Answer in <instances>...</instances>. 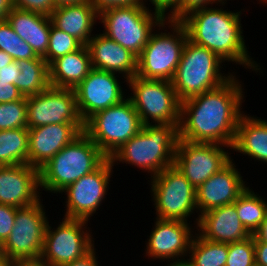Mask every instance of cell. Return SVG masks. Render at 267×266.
<instances>
[{"instance_id":"e0dca14e","label":"cell","mask_w":267,"mask_h":266,"mask_svg":"<svg viewBox=\"0 0 267 266\" xmlns=\"http://www.w3.org/2000/svg\"><path fill=\"white\" fill-rule=\"evenodd\" d=\"M28 128L49 124L84 123L71 88L49 86L43 92L26 97Z\"/></svg>"},{"instance_id":"8d00e7d4","label":"cell","mask_w":267,"mask_h":266,"mask_svg":"<svg viewBox=\"0 0 267 266\" xmlns=\"http://www.w3.org/2000/svg\"><path fill=\"white\" fill-rule=\"evenodd\" d=\"M16 207L0 204V241L4 243L13 229Z\"/></svg>"},{"instance_id":"9c48e42d","label":"cell","mask_w":267,"mask_h":266,"mask_svg":"<svg viewBox=\"0 0 267 266\" xmlns=\"http://www.w3.org/2000/svg\"><path fill=\"white\" fill-rule=\"evenodd\" d=\"M131 100L143 125H179L181 101L171 81L134 76L127 82Z\"/></svg>"},{"instance_id":"f546056e","label":"cell","mask_w":267,"mask_h":266,"mask_svg":"<svg viewBox=\"0 0 267 266\" xmlns=\"http://www.w3.org/2000/svg\"><path fill=\"white\" fill-rule=\"evenodd\" d=\"M227 256L228 244L209 241L196 232L187 260L193 266H225Z\"/></svg>"},{"instance_id":"816d5d0a","label":"cell","mask_w":267,"mask_h":266,"mask_svg":"<svg viewBox=\"0 0 267 266\" xmlns=\"http://www.w3.org/2000/svg\"><path fill=\"white\" fill-rule=\"evenodd\" d=\"M227 1H232V0H219V2H221V3H222V2H223V3H227ZM256 1H257V2L259 1L257 4H260V5H261V4H262V5H264V4L266 5V4H267V0H256Z\"/></svg>"},{"instance_id":"603a6c76","label":"cell","mask_w":267,"mask_h":266,"mask_svg":"<svg viewBox=\"0 0 267 266\" xmlns=\"http://www.w3.org/2000/svg\"><path fill=\"white\" fill-rule=\"evenodd\" d=\"M52 24L87 45L99 23V13L89 2L56 6L51 14ZM96 26V27H95Z\"/></svg>"},{"instance_id":"3957f363","label":"cell","mask_w":267,"mask_h":266,"mask_svg":"<svg viewBox=\"0 0 267 266\" xmlns=\"http://www.w3.org/2000/svg\"><path fill=\"white\" fill-rule=\"evenodd\" d=\"M179 125H143L142 129L124 143L111 157L113 166L126 164L152 178L174 164Z\"/></svg>"},{"instance_id":"6da1fadb","label":"cell","mask_w":267,"mask_h":266,"mask_svg":"<svg viewBox=\"0 0 267 266\" xmlns=\"http://www.w3.org/2000/svg\"><path fill=\"white\" fill-rule=\"evenodd\" d=\"M242 82L235 73L221 86L182 101L179 139L232 147L244 113L246 92Z\"/></svg>"},{"instance_id":"ab89813d","label":"cell","mask_w":267,"mask_h":266,"mask_svg":"<svg viewBox=\"0 0 267 266\" xmlns=\"http://www.w3.org/2000/svg\"><path fill=\"white\" fill-rule=\"evenodd\" d=\"M94 246L89 252H87L83 257L72 261L71 263H67L62 266H102L99 263L98 252H96L97 248Z\"/></svg>"},{"instance_id":"83f0119b","label":"cell","mask_w":267,"mask_h":266,"mask_svg":"<svg viewBox=\"0 0 267 266\" xmlns=\"http://www.w3.org/2000/svg\"><path fill=\"white\" fill-rule=\"evenodd\" d=\"M250 186L236 199L235 208L246 230L253 235L267 215V200Z\"/></svg>"},{"instance_id":"d6a6232c","label":"cell","mask_w":267,"mask_h":266,"mask_svg":"<svg viewBox=\"0 0 267 266\" xmlns=\"http://www.w3.org/2000/svg\"><path fill=\"white\" fill-rule=\"evenodd\" d=\"M28 128L26 96L13 102L0 103V130Z\"/></svg>"},{"instance_id":"44dd1931","label":"cell","mask_w":267,"mask_h":266,"mask_svg":"<svg viewBox=\"0 0 267 266\" xmlns=\"http://www.w3.org/2000/svg\"><path fill=\"white\" fill-rule=\"evenodd\" d=\"M196 232L209 241L226 244L252 236L240 222L235 202L200 214Z\"/></svg>"},{"instance_id":"f907efd6","label":"cell","mask_w":267,"mask_h":266,"mask_svg":"<svg viewBox=\"0 0 267 266\" xmlns=\"http://www.w3.org/2000/svg\"><path fill=\"white\" fill-rule=\"evenodd\" d=\"M164 266H193V265L188 260H184V261H178V262L170 263L167 265L165 263Z\"/></svg>"},{"instance_id":"52a82bcc","label":"cell","mask_w":267,"mask_h":266,"mask_svg":"<svg viewBox=\"0 0 267 266\" xmlns=\"http://www.w3.org/2000/svg\"><path fill=\"white\" fill-rule=\"evenodd\" d=\"M149 5L112 7L99 13V23L105 36L114 40L136 57L148 43V39L165 16Z\"/></svg>"},{"instance_id":"4fadbf2b","label":"cell","mask_w":267,"mask_h":266,"mask_svg":"<svg viewBox=\"0 0 267 266\" xmlns=\"http://www.w3.org/2000/svg\"><path fill=\"white\" fill-rule=\"evenodd\" d=\"M113 167L111 159L107 158L96 170L61 191V197L66 195L63 196V217L90 221L107 200L110 182L113 181L110 179L114 174Z\"/></svg>"},{"instance_id":"f6af8a7d","label":"cell","mask_w":267,"mask_h":266,"mask_svg":"<svg viewBox=\"0 0 267 266\" xmlns=\"http://www.w3.org/2000/svg\"><path fill=\"white\" fill-rule=\"evenodd\" d=\"M13 8V0H0V22L7 19Z\"/></svg>"},{"instance_id":"b9f144b4","label":"cell","mask_w":267,"mask_h":266,"mask_svg":"<svg viewBox=\"0 0 267 266\" xmlns=\"http://www.w3.org/2000/svg\"><path fill=\"white\" fill-rule=\"evenodd\" d=\"M180 0H148L149 6L154 10L160 11L164 16L179 2ZM154 6V7H153Z\"/></svg>"},{"instance_id":"bcb514c9","label":"cell","mask_w":267,"mask_h":266,"mask_svg":"<svg viewBox=\"0 0 267 266\" xmlns=\"http://www.w3.org/2000/svg\"><path fill=\"white\" fill-rule=\"evenodd\" d=\"M13 61H14V59L10 55H8L6 52L0 50V69L3 66L9 65Z\"/></svg>"},{"instance_id":"d4e9b609","label":"cell","mask_w":267,"mask_h":266,"mask_svg":"<svg viewBox=\"0 0 267 266\" xmlns=\"http://www.w3.org/2000/svg\"><path fill=\"white\" fill-rule=\"evenodd\" d=\"M6 20L16 34L32 47L37 56L46 55L52 24L50 16L13 8Z\"/></svg>"},{"instance_id":"8992f818","label":"cell","mask_w":267,"mask_h":266,"mask_svg":"<svg viewBox=\"0 0 267 266\" xmlns=\"http://www.w3.org/2000/svg\"><path fill=\"white\" fill-rule=\"evenodd\" d=\"M187 39V31L181 21L164 18L137 57L136 76L171 81Z\"/></svg>"},{"instance_id":"836d02e7","label":"cell","mask_w":267,"mask_h":266,"mask_svg":"<svg viewBox=\"0 0 267 266\" xmlns=\"http://www.w3.org/2000/svg\"><path fill=\"white\" fill-rule=\"evenodd\" d=\"M254 236L228 244L225 266H255Z\"/></svg>"},{"instance_id":"f35d334b","label":"cell","mask_w":267,"mask_h":266,"mask_svg":"<svg viewBox=\"0 0 267 266\" xmlns=\"http://www.w3.org/2000/svg\"><path fill=\"white\" fill-rule=\"evenodd\" d=\"M23 97L15 85L9 84V81L0 80V103L13 102Z\"/></svg>"},{"instance_id":"d590c367","label":"cell","mask_w":267,"mask_h":266,"mask_svg":"<svg viewBox=\"0 0 267 266\" xmlns=\"http://www.w3.org/2000/svg\"><path fill=\"white\" fill-rule=\"evenodd\" d=\"M13 7L51 16L56 8L53 0H13Z\"/></svg>"},{"instance_id":"5b68a950","label":"cell","mask_w":267,"mask_h":266,"mask_svg":"<svg viewBox=\"0 0 267 266\" xmlns=\"http://www.w3.org/2000/svg\"><path fill=\"white\" fill-rule=\"evenodd\" d=\"M224 63L214 52L187 39L171 80L179 100L182 102L228 81L237 72L234 69L225 73Z\"/></svg>"},{"instance_id":"ee69618b","label":"cell","mask_w":267,"mask_h":266,"mask_svg":"<svg viewBox=\"0 0 267 266\" xmlns=\"http://www.w3.org/2000/svg\"><path fill=\"white\" fill-rule=\"evenodd\" d=\"M254 242L267 243V215L260 224L258 230L253 234Z\"/></svg>"},{"instance_id":"f5cc1de1","label":"cell","mask_w":267,"mask_h":266,"mask_svg":"<svg viewBox=\"0 0 267 266\" xmlns=\"http://www.w3.org/2000/svg\"><path fill=\"white\" fill-rule=\"evenodd\" d=\"M5 255L4 249H3V243L0 241V256Z\"/></svg>"},{"instance_id":"f1b7e54d","label":"cell","mask_w":267,"mask_h":266,"mask_svg":"<svg viewBox=\"0 0 267 266\" xmlns=\"http://www.w3.org/2000/svg\"><path fill=\"white\" fill-rule=\"evenodd\" d=\"M28 128L0 130V166L28 164Z\"/></svg>"},{"instance_id":"60d3db41","label":"cell","mask_w":267,"mask_h":266,"mask_svg":"<svg viewBox=\"0 0 267 266\" xmlns=\"http://www.w3.org/2000/svg\"><path fill=\"white\" fill-rule=\"evenodd\" d=\"M18 75H20V70L16 61L0 69V80L9 81V84H13L16 87Z\"/></svg>"},{"instance_id":"ffe728a7","label":"cell","mask_w":267,"mask_h":266,"mask_svg":"<svg viewBox=\"0 0 267 266\" xmlns=\"http://www.w3.org/2000/svg\"><path fill=\"white\" fill-rule=\"evenodd\" d=\"M39 170L29 164L0 166V204L16 208L42 199Z\"/></svg>"},{"instance_id":"7402d4cb","label":"cell","mask_w":267,"mask_h":266,"mask_svg":"<svg viewBox=\"0 0 267 266\" xmlns=\"http://www.w3.org/2000/svg\"><path fill=\"white\" fill-rule=\"evenodd\" d=\"M87 47L93 69L113 72L127 80L136 76L137 57L102 32L98 34L97 31L88 42Z\"/></svg>"},{"instance_id":"c3c4849f","label":"cell","mask_w":267,"mask_h":266,"mask_svg":"<svg viewBox=\"0 0 267 266\" xmlns=\"http://www.w3.org/2000/svg\"><path fill=\"white\" fill-rule=\"evenodd\" d=\"M0 266H19L15 261L8 258L6 255L0 256Z\"/></svg>"},{"instance_id":"7c38bea8","label":"cell","mask_w":267,"mask_h":266,"mask_svg":"<svg viewBox=\"0 0 267 266\" xmlns=\"http://www.w3.org/2000/svg\"><path fill=\"white\" fill-rule=\"evenodd\" d=\"M43 199L34 205L17 208L15 222L3 243L5 255L18 265L39 260L49 219Z\"/></svg>"},{"instance_id":"277c9868","label":"cell","mask_w":267,"mask_h":266,"mask_svg":"<svg viewBox=\"0 0 267 266\" xmlns=\"http://www.w3.org/2000/svg\"><path fill=\"white\" fill-rule=\"evenodd\" d=\"M106 159L83 132L39 169L41 193L45 195L44 190L57 196L67 186L96 170Z\"/></svg>"},{"instance_id":"30bf717a","label":"cell","mask_w":267,"mask_h":266,"mask_svg":"<svg viewBox=\"0 0 267 266\" xmlns=\"http://www.w3.org/2000/svg\"><path fill=\"white\" fill-rule=\"evenodd\" d=\"M139 114L127 97L99 111L84 123V133L110 158L142 129Z\"/></svg>"},{"instance_id":"ac0fdd59","label":"cell","mask_w":267,"mask_h":266,"mask_svg":"<svg viewBox=\"0 0 267 266\" xmlns=\"http://www.w3.org/2000/svg\"><path fill=\"white\" fill-rule=\"evenodd\" d=\"M234 158L196 189L198 215L234 203L249 187Z\"/></svg>"},{"instance_id":"7bdbcfd3","label":"cell","mask_w":267,"mask_h":266,"mask_svg":"<svg viewBox=\"0 0 267 266\" xmlns=\"http://www.w3.org/2000/svg\"><path fill=\"white\" fill-rule=\"evenodd\" d=\"M255 265L267 266V243L254 242Z\"/></svg>"},{"instance_id":"ba28073f","label":"cell","mask_w":267,"mask_h":266,"mask_svg":"<svg viewBox=\"0 0 267 266\" xmlns=\"http://www.w3.org/2000/svg\"><path fill=\"white\" fill-rule=\"evenodd\" d=\"M149 179L156 218L192 223L193 216L194 224H197L196 189L174 164ZM195 212L197 218L193 215Z\"/></svg>"},{"instance_id":"4316f807","label":"cell","mask_w":267,"mask_h":266,"mask_svg":"<svg viewBox=\"0 0 267 266\" xmlns=\"http://www.w3.org/2000/svg\"><path fill=\"white\" fill-rule=\"evenodd\" d=\"M20 75H18L17 88L23 96H31L43 92L50 86L49 65L38 56L37 58L16 61Z\"/></svg>"},{"instance_id":"cb8c5ba5","label":"cell","mask_w":267,"mask_h":266,"mask_svg":"<svg viewBox=\"0 0 267 266\" xmlns=\"http://www.w3.org/2000/svg\"><path fill=\"white\" fill-rule=\"evenodd\" d=\"M232 154L267 165V120L244 112L238 122ZM234 152V153H233ZM242 154V155H241Z\"/></svg>"},{"instance_id":"484cf974","label":"cell","mask_w":267,"mask_h":266,"mask_svg":"<svg viewBox=\"0 0 267 266\" xmlns=\"http://www.w3.org/2000/svg\"><path fill=\"white\" fill-rule=\"evenodd\" d=\"M92 69L89 49L87 45H83L49 65L50 86L75 89Z\"/></svg>"},{"instance_id":"e575fe53","label":"cell","mask_w":267,"mask_h":266,"mask_svg":"<svg viewBox=\"0 0 267 266\" xmlns=\"http://www.w3.org/2000/svg\"><path fill=\"white\" fill-rule=\"evenodd\" d=\"M219 0H180L166 15L165 18L173 21H181L189 13L217 5Z\"/></svg>"},{"instance_id":"74e56055","label":"cell","mask_w":267,"mask_h":266,"mask_svg":"<svg viewBox=\"0 0 267 266\" xmlns=\"http://www.w3.org/2000/svg\"><path fill=\"white\" fill-rule=\"evenodd\" d=\"M89 2L94 6L98 13L112 7L149 5L148 0H89Z\"/></svg>"},{"instance_id":"8fae6325","label":"cell","mask_w":267,"mask_h":266,"mask_svg":"<svg viewBox=\"0 0 267 266\" xmlns=\"http://www.w3.org/2000/svg\"><path fill=\"white\" fill-rule=\"evenodd\" d=\"M57 225L46 227L40 261L53 266H62L83 257L96 244L90 221L63 217ZM55 227H53V226Z\"/></svg>"},{"instance_id":"4dcf8cb0","label":"cell","mask_w":267,"mask_h":266,"mask_svg":"<svg viewBox=\"0 0 267 266\" xmlns=\"http://www.w3.org/2000/svg\"><path fill=\"white\" fill-rule=\"evenodd\" d=\"M0 50L10 55L14 61L38 57L32 47L16 34L7 20L0 22Z\"/></svg>"},{"instance_id":"681fc988","label":"cell","mask_w":267,"mask_h":266,"mask_svg":"<svg viewBox=\"0 0 267 266\" xmlns=\"http://www.w3.org/2000/svg\"><path fill=\"white\" fill-rule=\"evenodd\" d=\"M19 266H53V265L43 263L40 260H36V261H27L20 263Z\"/></svg>"},{"instance_id":"7a4b0ae2","label":"cell","mask_w":267,"mask_h":266,"mask_svg":"<svg viewBox=\"0 0 267 266\" xmlns=\"http://www.w3.org/2000/svg\"><path fill=\"white\" fill-rule=\"evenodd\" d=\"M226 5L220 2L214 7L198 9L184 17L181 22L186 28L188 39L214 52L227 65H240L264 76L266 70L263 71V66L250 56L249 45L244 38L241 16L245 14V8L232 11L228 7L224 9Z\"/></svg>"},{"instance_id":"1f68e13d","label":"cell","mask_w":267,"mask_h":266,"mask_svg":"<svg viewBox=\"0 0 267 266\" xmlns=\"http://www.w3.org/2000/svg\"><path fill=\"white\" fill-rule=\"evenodd\" d=\"M82 46L83 44L75 37L62 30H59L53 24H51L49 44L46 55L43 57V59L48 65H50L57 58L75 52Z\"/></svg>"},{"instance_id":"7dc6e473","label":"cell","mask_w":267,"mask_h":266,"mask_svg":"<svg viewBox=\"0 0 267 266\" xmlns=\"http://www.w3.org/2000/svg\"><path fill=\"white\" fill-rule=\"evenodd\" d=\"M87 1L88 0H53L55 6L81 4Z\"/></svg>"},{"instance_id":"5bb4252c","label":"cell","mask_w":267,"mask_h":266,"mask_svg":"<svg viewBox=\"0 0 267 266\" xmlns=\"http://www.w3.org/2000/svg\"><path fill=\"white\" fill-rule=\"evenodd\" d=\"M230 149V146L222 144L194 143L178 139L174 165L197 189L232 159Z\"/></svg>"},{"instance_id":"2e32d148","label":"cell","mask_w":267,"mask_h":266,"mask_svg":"<svg viewBox=\"0 0 267 266\" xmlns=\"http://www.w3.org/2000/svg\"><path fill=\"white\" fill-rule=\"evenodd\" d=\"M154 218L153 229L145 241L143 257L148 256L149 261H166L167 264L187 260L197 224Z\"/></svg>"},{"instance_id":"9a60e30c","label":"cell","mask_w":267,"mask_h":266,"mask_svg":"<svg viewBox=\"0 0 267 266\" xmlns=\"http://www.w3.org/2000/svg\"><path fill=\"white\" fill-rule=\"evenodd\" d=\"M121 79L124 81L122 82ZM127 82L128 80L119 74L92 69L74 89L77 109L83 122L85 123L97 112L119 104L126 99L128 93L125 90L129 91L125 89Z\"/></svg>"},{"instance_id":"d6986e66","label":"cell","mask_w":267,"mask_h":266,"mask_svg":"<svg viewBox=\"0 0 267 266\" xmlns=\"http://www.w3.org/2000/svg\"><path fill=\"white\" fill-rule=\"evenodd\" d=\"M83 132L84 123H60L28 128V164L39 170Z\"/></svg>"}]
</instances>
